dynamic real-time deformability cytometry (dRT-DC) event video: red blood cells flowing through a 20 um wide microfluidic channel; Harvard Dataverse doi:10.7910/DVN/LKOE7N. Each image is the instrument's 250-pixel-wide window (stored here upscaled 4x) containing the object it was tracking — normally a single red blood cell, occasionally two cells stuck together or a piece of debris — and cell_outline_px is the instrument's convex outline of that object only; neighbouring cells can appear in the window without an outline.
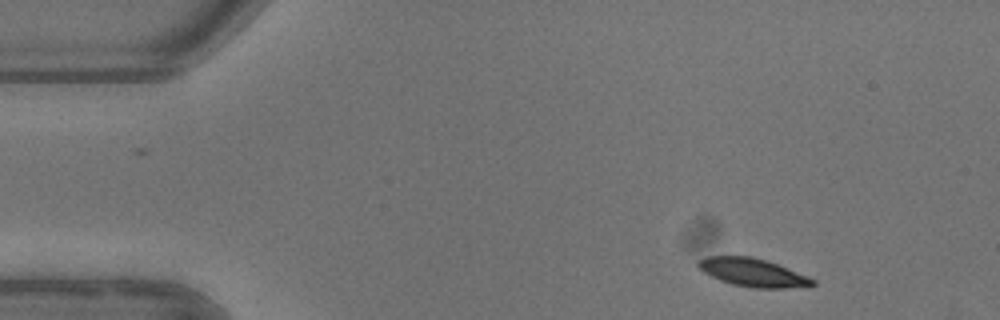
{"species": "common noctule bat (a hibernating species)", "species_latin": "Nyctalus noctula", "temperature_condition": "warm", "stored_images_in_passage": 5, "camera_frame_rate_fps": 3000, "um_per_image_px": 0.085, "animal": {"sex": "female"}, "frame": {"image": 1, "passage_image": 1, "time_ms": 0.0, "image_size_px": [1000, 320], "cell_outline_px": [[816, 284], [784, 288], [752, 288], [732, 284], [720, 280], [704, 272], [696, 264], [696, 260], [708, 256], [752, 256], [776, 264], [808, 276], [816, 280]], "centroid_in_image_um": [63.95, 23.16], "position_along_channel_um": 21.1, "area_um2": 18.55}}
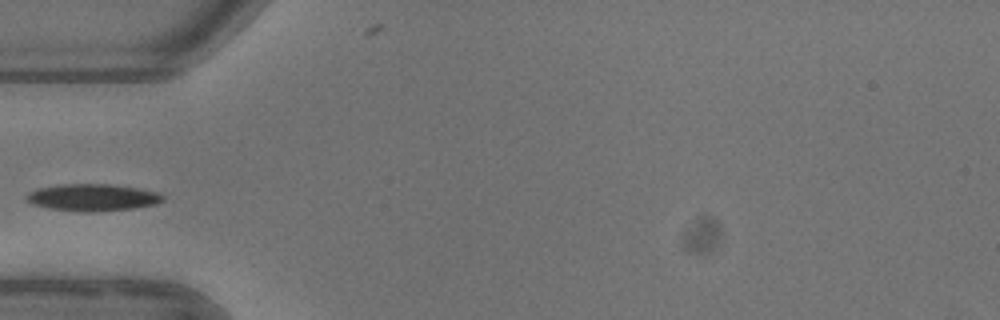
{"frame": {"image": 2, "passage_image": 4, "time_ms": 3.667, "image_size_px": [1000, 320], "cell_outline_px": [[164, 200], [156, 204], [136, 208], [92, 212], [76, 212], [52, 208], [32, 204], [24, 200], [24, 196], [28, 192], [36, 188], [64, 184], [108, 184], [136, 188], [156, 192], [164, 196]], "centroid_in_image_um": [7.82, 16.79], "position_along_channel_um": 77.2, "area_um2": 21.56}}
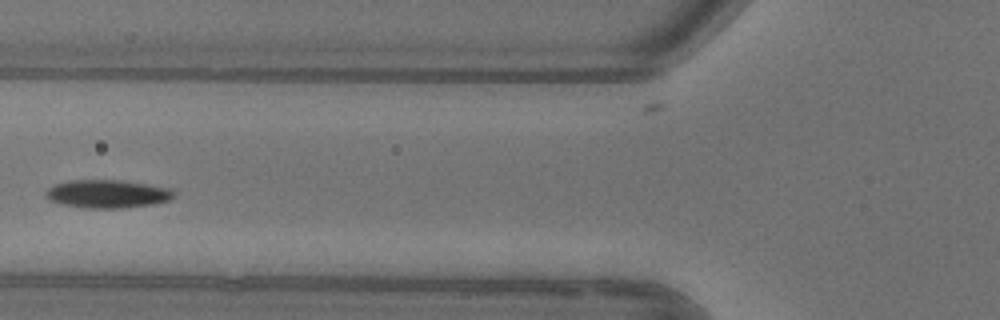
{"frame": {"image": 3, "passage_image": 5, "time_ms": 4.667, "image_size_px": [1000, 320], "cell_outline_px": [[176, 196], [168, 200], [152, 204], [124, 208], [88, 208], [64, 204], [48, 200], [44, 196], [44, 192], [52, 184], [72, 180], [120, 180], [172, 188], [176, 192]], "centroid_in_image_um": [9.12, 16.47], "position_along_channel_um": 116.7, "area_um2": 21.15}}